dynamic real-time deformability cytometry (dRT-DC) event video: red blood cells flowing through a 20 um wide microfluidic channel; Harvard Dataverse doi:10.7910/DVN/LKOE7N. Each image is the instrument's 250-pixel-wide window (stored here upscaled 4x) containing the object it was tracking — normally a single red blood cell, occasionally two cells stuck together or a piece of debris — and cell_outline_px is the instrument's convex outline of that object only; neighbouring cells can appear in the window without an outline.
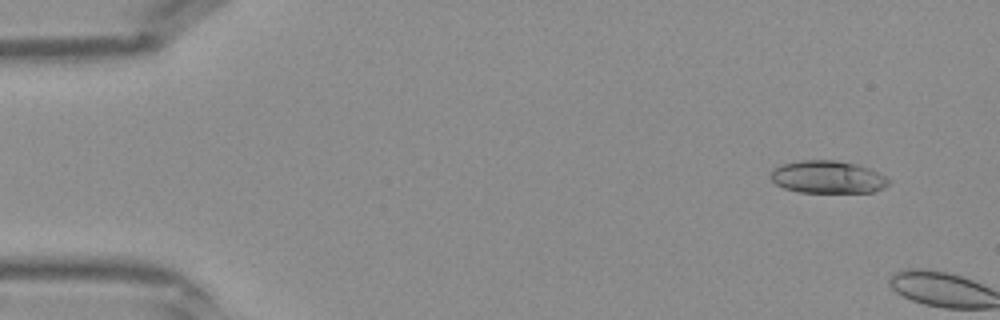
{"species": "Egyptian fruit bat (a non-hibernating species)", "species_latin": "Rousettus aegyptiacus", "temperature_condition": "warm", "stored_images_in_passage": 5, "camera_frame_rate_fps": 3000, "um_per_image_px": 0.085, "frame": {"image": 1, "passage_image": 3, "time_ms": 0.667, "image_size_px": [1000, 320], "cell_outline_px": [[888, 184], [884, 188], [872, 192], [800, 192], [784, 188], [776, 184], [768, 176], [772, 168], [780, 164], [800, 160], [836, 160], [856, 164], [868, 168], [884, 176], [888, 180]], "centroid_in_image_um": [70.28, 15.04], "position_along_channel_um": 14.7, "area_um2": 22.43}}